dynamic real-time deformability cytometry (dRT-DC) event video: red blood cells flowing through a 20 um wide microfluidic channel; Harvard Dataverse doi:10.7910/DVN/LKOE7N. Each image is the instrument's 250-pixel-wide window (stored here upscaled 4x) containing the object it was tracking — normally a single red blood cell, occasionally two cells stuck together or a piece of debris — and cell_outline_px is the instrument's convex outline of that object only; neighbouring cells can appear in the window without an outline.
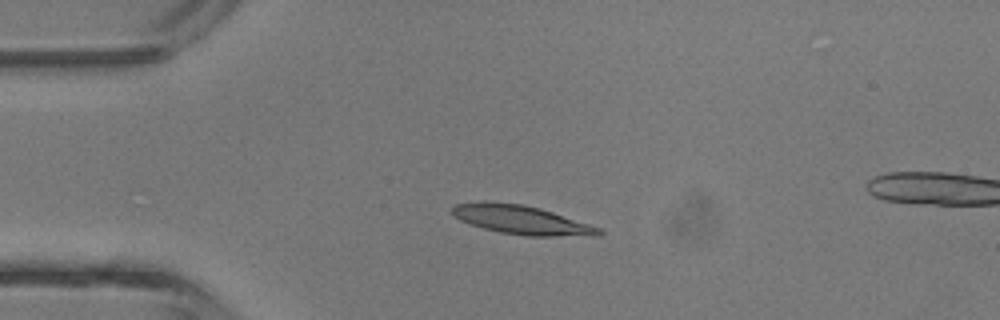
{"species": "common noctule bat (a hibernating species)", "species_latin": "Nyctalus noctula", "temperature_condition": "room temperature", "stored_images_in_passage": 2, "camera_frame_rate_fps": 3000, "um_per_image_px": 0.085, "animal": {"sex": "male", "body_mass_g": 13.3}, "frame": {"image": 1, "passage_image": 1, "time_ms": 0.0, "image_size_px": [1000, 320], "cell_outline_px": [[604, 232], [600, 236], [528, 236], [500, 232], [484, 228], [460, 220], [452, 216], [452, 208], [456, 204], [484, 200], [524, 204], [540, 208], [600, 228]], "centroid_in_image_um": [44.31, 18.68], "position_along_channel_um": 40.7, "area_um2": 24.74}}